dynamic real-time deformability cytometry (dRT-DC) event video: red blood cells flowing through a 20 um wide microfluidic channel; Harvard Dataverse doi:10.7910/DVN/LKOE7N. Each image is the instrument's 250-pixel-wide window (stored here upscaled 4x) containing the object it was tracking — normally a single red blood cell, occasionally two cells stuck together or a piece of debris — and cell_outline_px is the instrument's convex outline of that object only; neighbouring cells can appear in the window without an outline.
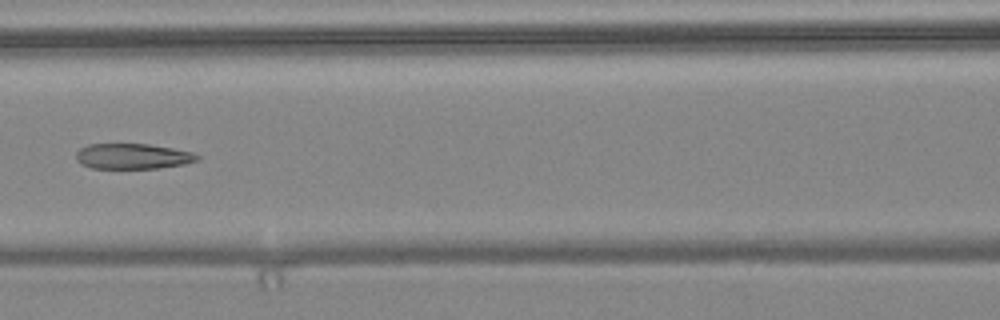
{"species": "common noctule bat (a hibernating species)", "species_latin": "Nyctalus noctula", "temperature_condition": "warm", "stored_images_in_passage": 7, "segment_of_instrument_passage": [1, 2], "camera_frame_rate_fps": 3000, "um_per_image_px": 0.085, "animal": {"sex": "female", "body_mass_g": 24.6, "forearm_length_mm": 56.2}, "frame": {"image": 1, "passage_image": 6, "time_ms": 1.667, "image_size_px": [1000, 320], "cell_outline_px": [[200, 160], [184, 164], [156, 168], [92, 168], [80, 164], [76, 160], [76, 152], [80, 148], [88, 144], [148, 144], [172, 148], [192, 152], [200, 156]], "centroid_in_image_um": [11.27, 13.28], "position_along_channel_um": 155.3, "area_um2": 17.98}}